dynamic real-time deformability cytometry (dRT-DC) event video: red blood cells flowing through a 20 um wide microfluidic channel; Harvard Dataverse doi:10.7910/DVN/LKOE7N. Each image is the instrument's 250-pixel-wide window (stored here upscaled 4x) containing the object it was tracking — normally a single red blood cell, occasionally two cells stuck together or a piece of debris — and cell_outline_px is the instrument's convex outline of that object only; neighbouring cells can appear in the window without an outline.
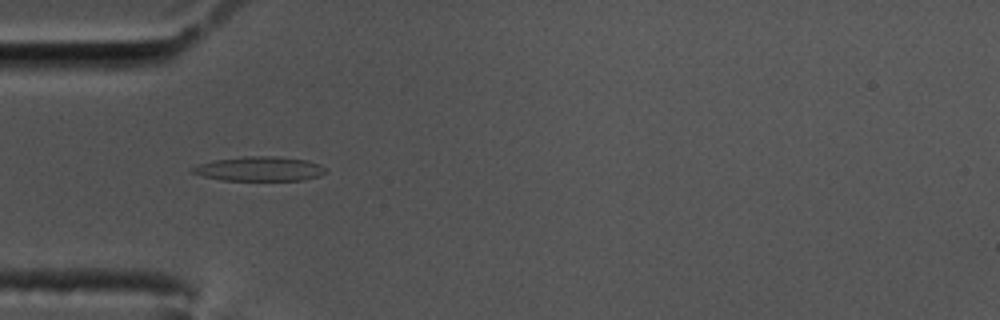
{"species": "common noctule bat (a hibernating species)", "species_latin": "Nyctalus noctula", "temperature_condition": "cold", "stored_images_in_passage": 58, "camera_frame_rate_fps": 3000, "um_per_image_px": 0.085, "animal": {"sex": "male", "body_mass_g": 17.5, "forearm_length_mm": 52.3}, "frame": {"image": 1, "passage_image": 18, "time_ms": 5.667, "image_size_px": [1000, 320], "cell_outline_px": [[328, 172], [320, 176], [300, 180], [220, 180], [188, 172], [192, 168], [200, 164], [212, 160], [244, 156], [276, 156], [308, 160], [320, 164]], "centroid_in_image_um": [22.06, 14.34], "position_along_channel_um": 62.9, "area_um2": 19.07}}
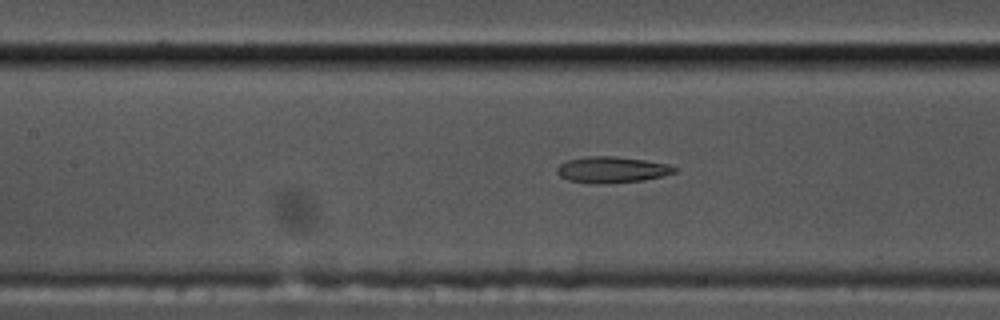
{"frame": {"image": 2, "passage_image": 26, "time_ms": 8.333, "image_size_px": [1000, 320], "cell_outline_px": [[676, 172], [664, 176], [644, 180], [608, 184], [592, 184], [568, 180], [560, 176], [556, 172], [556, 168], [560, 164], [568, 160], [588, 156], [612, 156], [644, 160], [668, 164], [676, 168]], "centroid_in_image_um": [52.0, 14.44], "position_along_channel_um": 155.4, "area_um2": 18.03}}
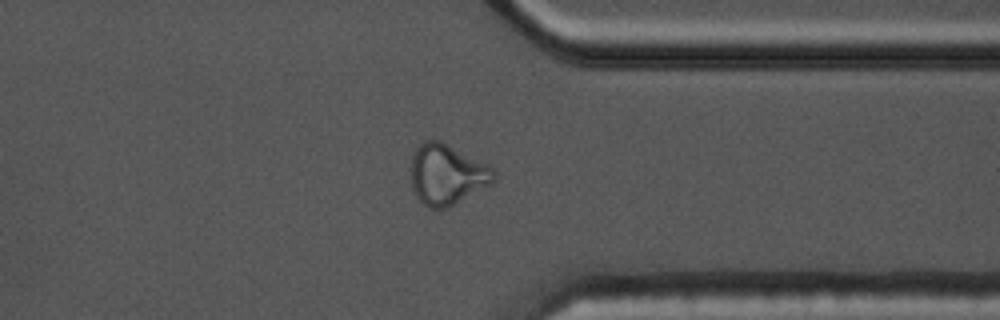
{"frame": {"image": 3, "passage_image": 45, "time_ms": 14.667, "image_size_px": [1000, 320], "cell_outline_px": [[496, 180], [492, 184], [448, 208], [428, 208], [416, 196], [412, 188], [412, 152], [424, 140], [440, 140], [488, 164], [496, 172]], "centroid_in_image_um": [38.01, 14.83], "position_along_channel_um": 373.4, "area_um2": 29.42}, "authors_computed_cell_mechanics": {"area_um2": 18.2359, "velocity_mm_per_s": 3.4928, "shape_relaxation_time_tau1_ms": null, "shape_relaxation_time_tau2_ms": 2.5433, "deformation_change_tau1": null, "deformation_change_tau2": 0.0918}}